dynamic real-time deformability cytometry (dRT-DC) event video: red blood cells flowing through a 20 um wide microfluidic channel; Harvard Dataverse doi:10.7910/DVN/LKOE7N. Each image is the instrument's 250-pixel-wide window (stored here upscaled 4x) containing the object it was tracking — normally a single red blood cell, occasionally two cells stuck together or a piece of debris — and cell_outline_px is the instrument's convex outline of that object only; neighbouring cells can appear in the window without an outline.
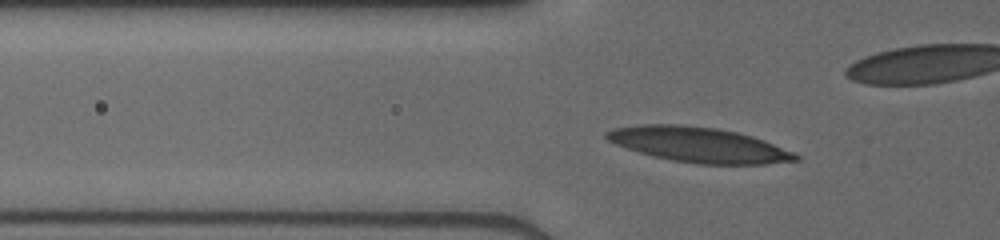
{"species": "human", "species_latin": "Homo sapiens", "temperature_condition": "cold", "stored_images_in_passage": 40, "camera_frame_rate_fps": 3000, "um_per_image_px": 0.085, "donor": {"sex": "male"}, "frame": {"image": 1, "passage_image": 9, "time_ms": 2.667, "image_size_px": [1000, 240], "cell_outline_px": [[800, 160], [764, 164], [696, 164], [672, 160], [652, 156], [616, 144], [608, 140], [604, 136], [604, 132], [612, 128], [640, 124], [680, 124], [716, 128], [736, 132], [752, 136], [764, 140], [792, 152], [800, 156]], "centroid_in_image_um": [59.36, 12.3], "position_along_channel_um": 66.4, "area_um2": 38.55}}
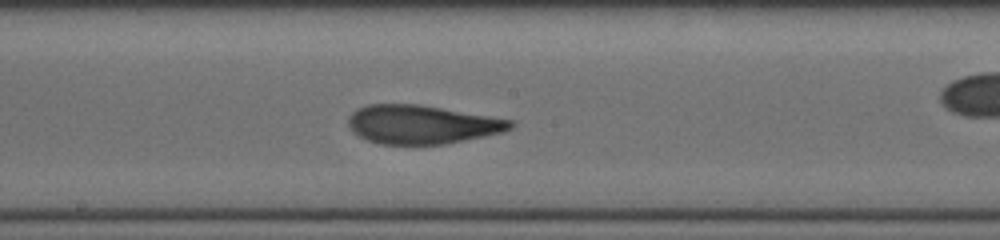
{"frame": {"image": 2, "passage_image": 20, "time_ms": 6.333, "image_size_px": [1000, 240], "cell_outline_px": [[516, 124], [512, 128], [504, 132], [444, 144], [380, 144], [368, 140], [352, 132], [348, 124], [348, 116], [352, 112], [368, 104], [416, 104], [516, 120]], "centroid_in_image_um": [35.89, 10.58], "position_along_channel_um": 212.3, "area_um2": 36.53}}
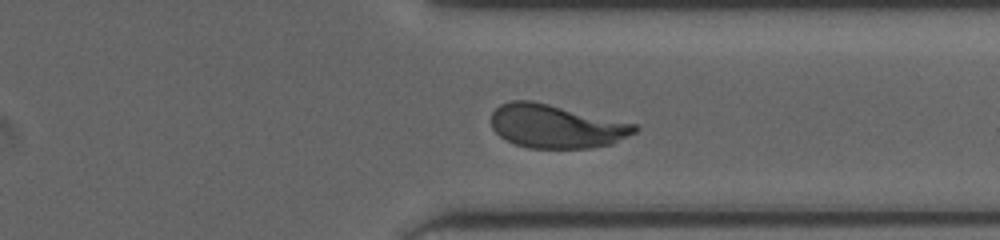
{"frame": {"image": 3, "passage_image": 31, "time_ms": 10.0, "image_size_px": [1000, 240], "cell_outline_px": [[640, 128], [636, 132], [612, 144], [588, 148], [528, 148], [516, 144], [500, 136], [492, 128], [492, 112], [500, 104], [512, 100], [532, 100], [636, 124]], "centroid_in_image_um": [47.27, 10.73], "position_along_channel_um": 364.1, "area_um2": 36.3}}